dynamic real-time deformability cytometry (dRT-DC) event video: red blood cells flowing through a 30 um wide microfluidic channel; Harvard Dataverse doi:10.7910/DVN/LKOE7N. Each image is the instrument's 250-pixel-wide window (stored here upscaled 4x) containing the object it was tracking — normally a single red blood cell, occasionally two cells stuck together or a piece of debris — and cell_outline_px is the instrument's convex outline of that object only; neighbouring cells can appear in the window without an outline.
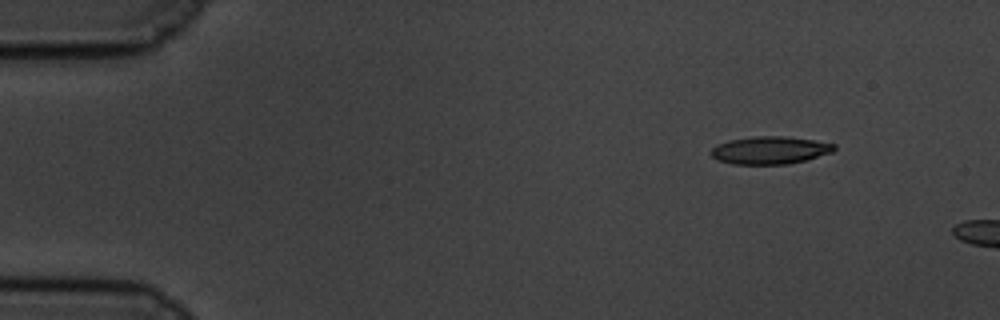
{"species": "common noctule bat (a hibernating species)", "species_latin": "Nyctalus noctula", "temperature_condition": "cold", "stored_images_in_passage": 5, "camera_frame_rate_fps": 3000, "um_per_image_px": 0.085, "animal": {"sex": "male", "body_mass_g": 19.5, "forearm_length_mm": 54.6}, "frame": {"image": 1, "passage_image": 1, "time_ms": 0.0, "image_size_px": [1000, 320], "cell_outline_px": [[836, 148], [832, 152], [804, 160], [788, 164], [732, 164], [720, 160], [712, 156], [712, 148], [716, 144], [728, 140], [752, 136], [784, 136], [812, 140], [836, 144]], "centroid_in_image_um": [65.43, 12.76], "position_along_channel_um": 19.6, "area_um2": 19.71}}